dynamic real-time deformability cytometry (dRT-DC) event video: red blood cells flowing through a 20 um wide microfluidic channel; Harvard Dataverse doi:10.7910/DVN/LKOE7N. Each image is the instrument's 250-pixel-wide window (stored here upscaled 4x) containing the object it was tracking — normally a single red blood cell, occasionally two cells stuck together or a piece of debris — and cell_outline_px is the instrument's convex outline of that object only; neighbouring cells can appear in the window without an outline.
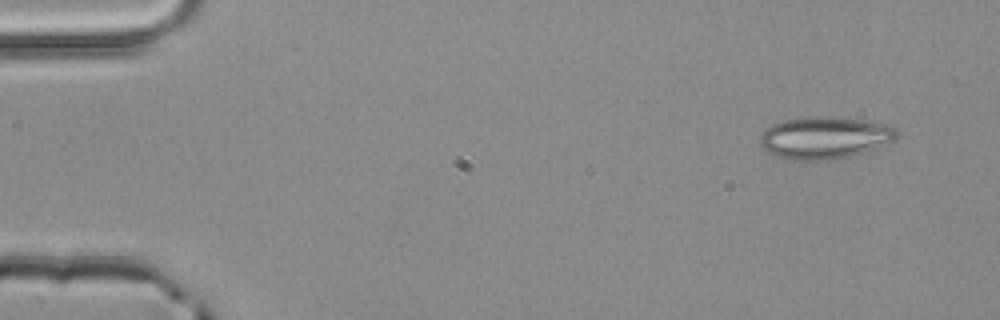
{"species": "common noctule bat (a hibernating species)", "species_latin": "Nyctalus noctula", "temperature_condition": "room temperature", "stored_images_in_passage": 3, "camera_frame_rate_fps": 3000, "um_per_image_px": 0.085, "animal": {"sex": "male", "body_mass_g": 20.4}, "frame": {"image": 1, "passage_image": 1, "time_ms": 0.0, "image_size_px": [1000, 320], "cell_outline_px": [[896, 140], [852, 156], [832, 160], [792, 160], [776, 156], [768, 152], [760, 144], [760, 136], [772, 124], [784, 120], [812, 116], [832, 116], [860, 120], [884, 124], [896, 128]], "centroid_in_image_um": [70.08, 11.71], "position_along_channel_um": 14.9, "area_um2": 33.41}}